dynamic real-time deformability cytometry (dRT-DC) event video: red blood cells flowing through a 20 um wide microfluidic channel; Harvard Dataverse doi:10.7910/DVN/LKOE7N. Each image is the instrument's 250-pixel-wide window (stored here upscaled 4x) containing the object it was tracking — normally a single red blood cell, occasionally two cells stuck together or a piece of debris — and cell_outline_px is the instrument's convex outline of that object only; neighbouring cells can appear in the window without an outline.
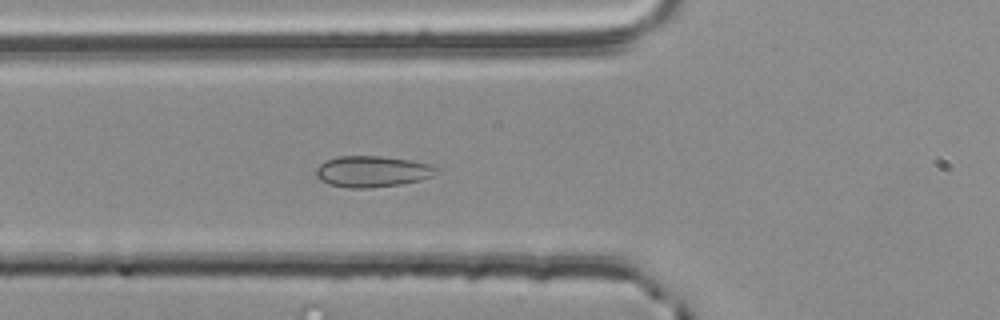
{"species": "common noctule bat (a hibernating species)", "species_latin": "Nyctalus noctula", "temperature_condition": "room temperature", "stored_images_in_passage": 44, "camera_frame_rate_fps": 3000, "um_per_image_px": 0.085, "animal": {"sex": "male", "body_mass_g": 20.4}, "frame": {"image": 1, "passage_image": 9, "time_ms": 2.667, "image_size_px": [1000, 320], "cell_outline_px": [[440, 172], [432, 176], [420, 180], [400, 184], [368, 188], [348, 188], [328, 184], [320, 180], [316, 176], [316, 168], [320, 164], [328, 160], [340, 156], [384, 156], [412, 160], [428, 164], [440, 168]], "centroid_in_image_um": [31.67, 14.57], "position_along_channel_um": 94.1, "area_um2": 21.96}}
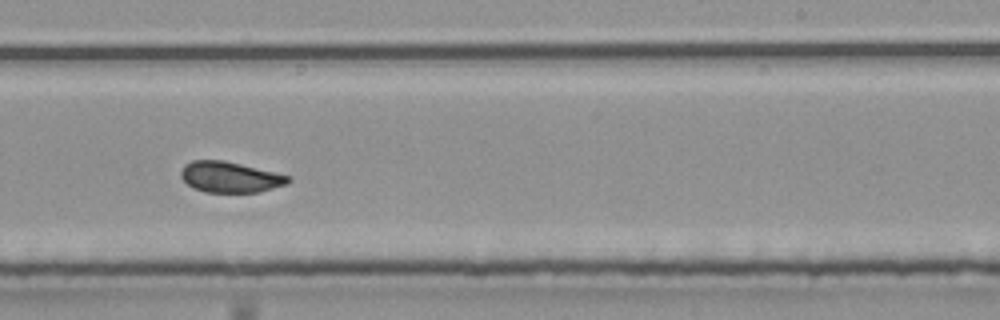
{"frame": {"image": 2, "passage_image": 23, "time_ms": 7.333, "image_size_px": [1000, 320], "cell_outline_px": [[292, 180], [288, 184], [260, 192], [204, 192], [192, 188], [180, 176], [180, 172], [184, 164], [192, 160], [224, 160], [292, 176]], "centroid_in_image_um": [19.57, 15.05], "position_along_channel_um": 269.4, "area_um2": 19.48}}
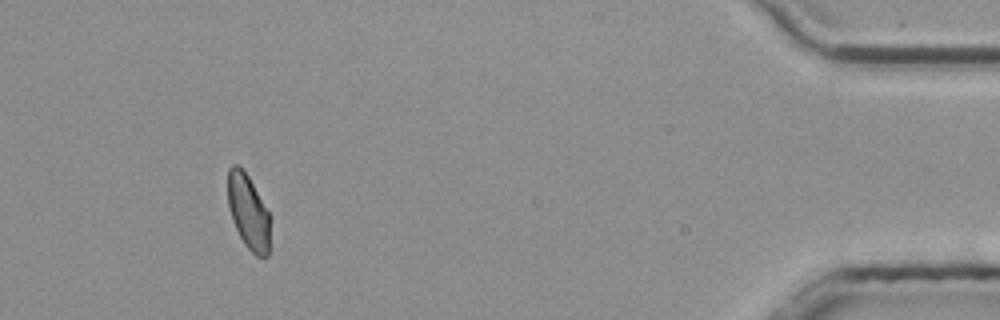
{"frame": {"image": 3, "passage_image": 40, "time_ms": 13.0, "image_size_px": [1000, 320], "cell_outline_px": [[268, 256], [256, 256], [244, 244], [232, 220], [228, 204], [228, 168], [232, 164], [236, 164], [248, 176], [268, 212]], "centroid_in_image_um": [21.07, 17.99], "position_along_channel_um": 414.1, "area_um2": 17.8}, "authors_computed_cell_mechanics": {"area_um2": 19.6809, "velocity_mm_per_s": 3.7543, "shape_relaxation_time_tau1_ms": null, "shape_relaxation_time_tau2_ms": 0.6083, "deformation_change_tau1": null, "deformation_change_tau2": 0.054}}